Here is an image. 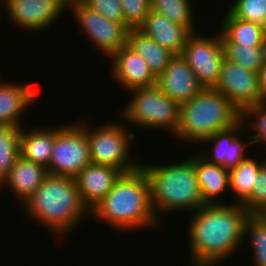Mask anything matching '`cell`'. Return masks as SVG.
I'll return each mask as SVG.
<instances>
[{
  "mask_svg": "<svg viewBox=\"0 0 266 266\" xmlns=\"http://www.w3.org/2000/svg\"><path fill=\"white\" fill-rule=\"evenodd\" d=\"M138 29L175 55H181L188 37L192 34L185 26L154 11L150 12Z\"/></svg>",
  "mask_w": 266,
  "mask_h": 266,
  "instance_id": "cell-18",
  "label": "cell"
},
{
  "mask_svg": "<svg viewBox=\"0 0 266 266\" xmlns=\"http://www.w3.org/2000/svg\"><path fill=\"white\" fill-rule=\"evenodd\" d=\"M4 2H5V0H0V13H1V10H2L1 7H3V9H4Z\"/></svg>",
  "mask_w": 266,
  "mask_h": 266,
  "instance_id": "cell-38",
  "label": "cell"
},
{
  "mask_svg": "<svg viewBox=\"0 0 266 266\" xmlns=\"http://www.w3.org/2000/svg\"><path fill=\"white\" fill-rule=\"evenodd\" d=\"M123 173L113 167L90 163L75 177L83 204L91 212Z\"/></svg>",
  "mask_w": 266,
  "mask_h": 266,
  "instance_id": "cell-16",
  "label": "cell"
},
{
  "mask_svg": "<svg viewBox=\"0 0 266 266\" xmlns=\"http://www.w3.org/2000/svg\"><path fill=\"white\" fill-rule=\"evenodd\" d=\"M244 125L246 123L241 119L234 126L211 135L202 143H214L211 149L212 151H200V155L208 162L222 165L227 169L237 166L247 157V147H253L250 136H247L249 138L245 142V137L242 138V135L239 134V132L242 133L243 129L246 128Z\"/></svg>",
  "mask_w": 266,
  "mask_h": 266,
  "instance_id": "cell-13",
  "label": "cell"
},
{
  "mask_svg": "<svg viewBox=\"0 0 266 266\" xmlns=\"http://www.w3.org/2000/svg\"><path fill=\"white\" fill-rule=\"evenodd\" d=\"M212 35L192 33L181 53L204 88H215L225 58L221 32L217 29Z\"/></svg>",
  "mask_w": 266,
  "mask_h": 266,
  "instance_id": "cell-9",
  "label": "cell"
},
{
  "mask_svg": "<svg viewBox=\"0 0 266 266\" xmlns=\"http://www.w3.org/2000/svg\"><path fill=\"white\" fill-rule=\"evenodd\" d=\"M110 74L120 87L127 91L156 85L157 78L151 73L146 61L127 44L113 53Z\"/></svg>",
  "mask_w": 266,
  "mask_h": 266,
  "instance_id": "cell-15",
  "label": "cell"
},
{
  "mask_svg": "<svg viewBox=\"0 0 266 266\" xmlns=\"http://www.w3.org/2000/svg\"><path fill=\"white\" fill-rule=\"evenodd\" d=\"M191 216L186 234L192 266L223 264L245 243L244 228L251 215L242 204H205Z\"/></svg>",
  "mask_w": 266,
  "mask_h": 266,
  "instance_id": "cell-1",
  "label": "cell"
},
{
  "mask_svg": "<svg viewBox=\"0 0 266 266\" xmlns=\"http://www.w3.org/2000/svg\"><path fill=\"white\" fill-rule=\"evenodd\" d=\"M90 214L119 231L160 226L151 205L149 180L141 167L122 174Z\"/></svg>",
  "mask_w": 266,
  "mask_h": 266,
  "instance_id": "cell-2",
  "label": "cell"
},
{
  "mask_svg": "<svg viewBox=\"0 0 266 266\" xmlns=\"http://www.w3.org/2000/svg\"><path fill=\"white\" fill-rule=\"evenodd\" d=\"M263 33H264V37H266V21L263 24Z\"/></svg>",
  "mask_w": 266,
  "mask_h": 266,
  "instance_id": "cell-37",
  "label": "cell"
},
{
  "mask_svg": "<svg viewBox=\"0 0 266 266\" xmlns=\"http://www.w3.org/2000/svg\"><path fill=\"white\" fill-rule=\"evenodd\" d=\"M197 181L205 204H226L220 196L229 189V169L208 162L200 153L193 154Z\"/></svg>",
  "mask_w": 266,
  "mask_h": 266,
  "instance_id": "cell-20",
  "label": "cell"
},
{
  "mask_svg": "<svg viewBox=\"0 0 266 266\" xmlns=\"http://www.w3.org/2000/svg\"><path fill=\"white\" fill-rule=\"evenodd\" d=\"M190 0H150L151 11L162 14L174 23L185 26L191 33L198 32L194 28L196 20ZM194 18V19H193Z\"/></svg>",
  "mask_w": 266,
  "mask_h": 266,
  "instance_id": "cell-25",
  "label": "cell"
},
{
  "mask_svg": "<svg viewBox=\"0 0 266 266\" xmlns=\"http://www.w3.org/2000/svg\"><path fill=\"white\" fill-rule=\"evenodd\" d=\"M66 7H69L70 5H72L74 2H76L77 0H60Z\"/></svg>",
  "mask_w": 266,
  "mask_h": 266,
  "instance_id": "cell-36",
  "label": "cell"
},
{
  "mask_svg": "<svg viewBox=\"0 0 266 266\" xmlns=\"http://www.w3.org/2000/svg\"><path fill=\"white\" fill-rule=\"evenodd\" d=\"M242 119V113L215 88H204L190 101L180 105L176 140L199 145L218 131Z\"/></svg>",
  "mask_w": 266,
  "mask_h": 266,
  "instance_id": "cell-5",
  "label": "cell"
},
{
  "mask_svg": "<svg viewBox=\"0 0 266 266\" xmlns=\"http://www.w3.org/2000/svg\"><path fill=\"white\" fill-rule=\"evenodd\" d=\"M215 89L224 95L242 114L263 102L259 73L244 69L224 58L220 79Z\"/></svg>",
  "mask_w": 266,
  "mask_h": 266,
  "instance_id": "cell-11",
  "label": "cell"
},
{
  "mask_svg": "<svg viewBox=\"0 0 266 266\" xmlns=\"http://www.w3.org/2000/svg\"><path fill=\"white\" fill-rule=\"evenodd\" d=\"M0 79V125L21 128V116L36 103L38 92L33 85L5 82Z\"/></svg>",
  "mask_w": 266,
  "mask_h": 266,
  "instance_id": "cell-17",
  "label": "cell"
},
{
  "mask_svg": "<svg viewBox=\"0 0 266 266\" xmlns=\"http://www.w3.org/2000/svg\"><path fill=\"white\" fill-rule=\"evenodd\" d=\"M69 9L80 24L82 31L107 57L127 44L129 28L123 23L106 19L100 13L91 10L81 0L74 2Z\"/></svg>",
  "mask_w": 266,
  "mask_h": 266,
  "instance_id": "cell-10",
  "label": "cell"
},
{
  "mask_svg": "<svg viewBox=\"0 0 266 266\" xmlns=\"http://www.w3.org/2000/svg\"><path fill=\"white\" fill-rule=\"evenodd\" d=\"M242 119L245 123H249L245 125L246 128L250 127L249 130H252L250 131L252 144L266 146V101L248 108L242 114Z\"/></svg>",
  "mask_w": 266,
  "mask_h": 266,
  "instance_id": "cell-29",
  "label": "cell"
},
{
  "mask_svg": "<svg viewBox=\"0 0 266 266\" xmlns=\"http://www.w3.org/2000/svg\"><path fill=\"white\" fill-rule=\"evenodd\" d=\"M23 207L24 214L60 239L78 228L86 215H91L83 204L75 179L51 174L44 178Z\"/></svg>",
  "mask_w": 266,
  "mask_h": 266,
  "instance_id": "cell-3",
  "label": "cell"
},
{
  "mask_svg": "<svg viewBox=\"0 0 266 266\" xmlns=\"http://www.w3.org/2000/svg\"><path fill=\"white\" fill-rule=\"evenodd\" d=\"M64 123L55 127V142L49 174L74 178L92 163L85 123Z\"/></svg>",
  "mask_w": 266,
  "mask_h": 266,
  "instance_id": "cell-8",
  "label": "cell"
},
{
  "mask_svg": "<svg viewBox=\"0 0 266 266\" xmlns=\"http://www.w3.org/2000/svg\"><path fill=\"white\" fill-rule=\"evenodd\" d=\"M223 17L219 31L231 44L262 46L263 26L236 18L228 9Z\"/></svg>",
  "mask_w": 266,
  "mask_h": 266,
  "instance_id": "cell-24",
  "label": "cell"
},
{
  "mask_svg": "<svg viewBox=\"0 0 266 266\" xmlns=\"http://www.w3.org/2000/svg\"><path fill=\"white\" fill-rule=\"evenodd\" d=\"M125 25L138 28L151 12L150 0H120Z\"/></svg>",
  "mask_w": 266,
  "mask_h": 266,
  "instance_id": "cell-31",
  "label": "cell"
},
{
  "mask_svg": "<svg viewBox=\"0 0 266 266\" xmlns=\"http://www.w3.org/2000/svg\"><path fill=\"white\" fill-rule=\"evenodd\" d=\"M130 92L134 96L120 112L123 123L154 130L162 128L173 137L179 124L180 105L164 94L157 85L131 89Z\"/></svg>",
  "mask_w": 266,
  "mask_h": 266,
  "instance_id": "cell-6",
  "label": "cell"
},
{
  "mask_svg": "<svg viewBox=\"0 0 266 266\" xmlns=\"http://www.w3.org/2000/svg\"><path fill=\"white\" fill-rule=\"evenodd\" d=\"M172 164L141 163L150 184L151 205L158 218L175 211L193 213L205 205L197 181L193 154ZM144 163V164H143Z\"/></svg>",
  "mask_w": 266,
  "mask_h": 266,
  "instance_id": "cell-4",
  "label": "cell"
},
{
  "mask_svg": "<svg viewBox=\"0 0 266 266\" xmlns=\"http://www.w3.org/2000/svg\"><path fill=\"white\" fill-rule=\"evenodd\" d=\"M87 7L106 19L125 24L120 0H81Z\"/></svg>",
  "mask_w": 266,
  "mask_h": 266,
  "instance_id": "cell-33",
  "label": "cell"
},
{
  "mask_svg": "<svg viewBox=\"0 0 266 266\" xmlns=\"http://www.w3.org/2000/svg\"><path fill=\"white\" fill-rule=\"evenodd\" d=\"M66 6L60 0H5L7 17L18 28L41 32L61 18Z\"/></svg>",
  "mask_w": 266,
  "mask_h": 266,
  "instance_id": "cell-12",
  "label": "cell"
},
{
  "mask_svg": "<svg viewBox=\"0 0 266 266\" xmlns=\"http://www.w3.org/2000/svg\"><path fill=\"white\" fill-rule=\"evenodd\" d=\"M55 142L54 128H20V156L44 166L49 174V163Z\"/></svg>",
  "mask_w": 266,
  "mask_h": 266,
  "instance_id": "cell-21",
  "label": "cell"
},
{
  "mask_svg": "<svg viewBox=\"0 0 266 266\" xmlns=\"http://www.w3.org/2000/svg\"><path fill=\"white\" fill-rule=\"evenodd\" d=\"M227 9L243 21L261 26L266 21V0H235Z\"/></svg>",
  "mask_w": 266,
  "mask_h": 266,
  "instance_id": "cell-30",
  "label": "cell"
},
{
  "mask_svg": "<svg viewBox=\"0 0 266 266\" xmlns=\"http://www.w3.org/2000/svg\"><path fill=\"white\" fill-rule=\"evenodd\" d=\"M156 85L179 105L190 101L204 89L181 55L174 56L157 77Z\"/></svg>",
  "mask_w": 266,
  "mask_h": 266,
  "instance_id": "cell-14",
  "label": "cell"
},
{
  "mask_svg": "<svg viewBox=\"0 0 266 266\" xmlns=\"http://www.w3.org/2000/svg\"><path fill=\"white\" fill-rule=\"evenodd\" d=\"M225 58L246 70L259 73L264 64L262 46L231 44L222 34Z\"/></svg>",
  "mask_w": 266,
  "mask_h": 266,
  "instance_id": "cell-27",
  "label": "cell"
},
{
  "mask_svg": "<svg viewBox=\"0 0 266 266\" xmlns=\"http://www.w3.org/2000/svg\"><path fill=\"white\" fill-rule=\"evenodd\" d=\"M127 45L147 63L151 73L157 78L168 66L175 54L161 47L138 28H130Z\"/></svg>",
  "mask_w": 266,
  "mask_h": 266,
  "instance_id": "cell-22",
  "label": "cell"
},
{
  "mask_svg": "<svg viewBox=\"0 0 266 266\" xmlns=\"http://www.w3.org/2000/svg\"><path fill=\"white\" fill-rule=\"evenodd\" d=\"M248 238L254 266H266V224L257 215H251L246 221L244 241Z\"/></svg>",
  "mask_w": 266,
  "mask_h": 266,
  "instance_id": "cell-28",
  "label": "cell"
},
{
  "mask_svg": "<svg viewBox=\"0 0 266 266\" xmlns=\"http://www.w3.org/2000/svg\"><path fill=\"white\" fill-rule=\"evenodd\" d=\"M262 50H263V60L264 62H266V37L263 38Z\"/></svg>",
  "mask_w": 266,
  "mask_h": 266,
  "instance_id": "cell-35",
  "label": "cell"
},
{
  "mask_svg": "<svg viewBox=\"0 0 266 266\" xmlns=\"http://www.w3.org/2000/svg\"><path fill=\"white\" fill-rule=\"evenodd\" d=\"M48 175L47 169L39 164L23 159L16 160L8 176L0 184L9 188L22 205L33 195Z\"/></svg>",
  "mask_w": 266,
  "mask_h": 266,
  "instance_id": "cell-19",
  "label": "cell"
},
{
  "mask_svg": "<svg viewBox=\"0 0 266 266\" xmlns=\"http://www.w3.org/2000/svg\"><path fill=\"white\" fill-rule=\"evenodd\" d=\"M20 157V128L0 125V184Z\"/></svg>",
  "mask_w": 266,
  "mask_h": 266,
  "instance_id": "cell-26",
  "label": "cell"
},
{
  "mask_svg": "<svg viewBox=\"0 0 266 266\" xmlns=\"http://www.w3.org/2000/svg\"><path fill=\"white\" fill-rule=\"evenodd\" d=\"M109 122L101 123L97 129L86 125L92 163L116 168L123 174L139 169L141 158L137 161L130 154L136 134L128 130L127 123Z\"/></svg>",
  "mask_w": 266,
  "mask_h": 266,
  "instance_id": "cell-7",
  "label": "cell"
},
{
  "mask_svg": "<svg viewBox=\"0 0 266 266\" xmlns=\"http://www.w3.org/2000/svg\"><path fill=\"white\" fill-rule=\"evenodd\" d=\"M266 163V159L247 156L237 166L229 169V190L233 197V203L243 204L252 194L256 182V176L261 167Z\"/></svg>",
  "mask_w": 266,
  "mask_h": 266,
  "instance_id": "cell-23",
  "label": "cell"
},
{
  "mask_svg": "<svg viewBox=\"0 0 266 266\" xmlns=\"http://www.w3.org/2000/svg\"><path fill=\"white\" fill-rule=\"evenodd\" d=\"M259 85L263 99L266 101V62H264L259 71Z\"/></svg>",
  "mask_w": 266,
  "mask_h": 266,
  "instance_id": "cell-34",
  "label": "cell"
},
{
  "mask_svg": "<svg viewBox=\"0 0 266 266\" xmlns=\"http://www.w3.org/2000/svg\"><path fill=\"white\" fill-rule=\"evenodd\" d=\"M250 215L266 211V163L261 167L250 197L242 204Z\"/></svg>",
  "mask_w": 266,
  "mask_h": 266,
  "instance_id": "cell-32",
  "label": "cell"
}]
</instances>
